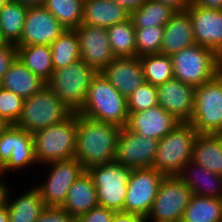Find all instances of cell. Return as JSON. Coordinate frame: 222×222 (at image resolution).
<instances>
[{
	"label": "cell",
	"instance_id": "obj_44",
	"mask_svg": "<svg viewBox=\"0 0 222 222\" xmlns=\"http://www.w3.org/2000/svg\"><path fill=\"white\" fill-rule=\"evenodd\" d=\"M191 3L203 8L222 10V0H191Z\"/></svg>",
	"mask_w": 222,
	"mask_h": 222
},
{
	"label": "cell",
	"instance_id": "obj_13",
	"mask_svg": "<svg viewBox=\"0 0 222 222\" xmlns=\"http://www.w3.org/2000/svg\"><path fill=\"white\" fill-rule=\"evenodd\" d=\"M159 140L147 138L121 127L115 162L132 169L150 168L153 165Z\"/></svg>",
	"mask_w": 222,
	"mask_h": 222
},
{
	"label": "cell",
	"instance_id": "obj_16",
	"mask_svg": "<svg viewBox=\"0 0 222 222\" xmlns=\"http://www.w3.org/2000/svg\"><path fill=\"white\" fill-rule=\"evenodd\" d=\"M185 11L190 16L196 44L211 49L222 59V10L190 3Z\"/></svg>",
	"mask_w": 222,
	"mask_h": 222
},
{
	"label": "cell",
	"instance_id": "obj_1",
	"mask_svg": "<svg viewBox=\"0 0 222 222\" xmlns=\"http://www.w3.org/2000/svg\"><path fill=\"white\" fill-rule=\"evenodd\" d=\"M121 127L77 113L76 158L84 170L115 161Z\"/></svg>",
	"mask_w": 222,
	"mask_h": 222
},
{
	"label": "cell",
	"instance_id": "obj_54",
	"mask_svg": "<svg viewBox=\"0 0 222 222\" xmlns=\"http://www.w3.org/2000/svg\"><path fill=\"white\" fill-rule=\"evenodd\" d=\"M218 135L222 138V130L218 133Z\"/></svg>",
	"mask_w": 222,
	"mask_h": 222
},
{
	"label": "cell",
	"instance_id": "obj_45",
	"mask_svg": "<svg viewBox=\"0 0 222 222\" xmlns=\"http://www.w3.org/2000/svg\"><path fill=\"white\" fill-rule=\"evenodd\" d=\"M162 4L170 5L176 11H184L191 3V0H155Z\"/></svg>",
	"mask_w": 222,
	"mask_h": 222
},
{
	"label": "cell",
	"instance_id": "obj_32",
	"mask_svg": "<svg viewBox=\"0 0 222 222\" xmlns=\"http://www.w3.org/2000/svg\"><path fill=\"white\" fill-rule=\"evenodd\" d=\"M50 47L54 69L67 67L81 59L79 39L75 29H66Z\"/></svg>",
	"mask_w": 222,
	"mask_h": 222
},
{
	"label": "cell",
	"instance_id": "obj_35",
	"mask_svg": "<svg viewBox=\"0 0 222 222\" xmlns=\"http://www.w3.org/2000/svg\"><path fill=\"white\" fill-rule=\"evenodd\" d=\"M146 82L158 86L174 78L171 57L163 54H151L139 57Z\"/></svg>",
	"mask_w": 222,
	"mask_h": 222
},
{
	"label": "cell",
	"instance_id": "obj_24",
	"mask_svg": "<svg viewBox=\"0 0 222 222\" xmlns=\"http://www.w3.org/2000/svg\"><path fill=\"white\" fill-rule=\"evenodd\" d=\"M46 82L30 71L18 58L0 80V87L24 100L38 93Z\"/></svg>",
	"mask_w": 222,
	"mask_h": 222
},
{
	"label": "cell",
	"instance_id": "obj_51",
	"mask_svg": "<svg viewBox=\"0 0 222 222\" xmlns=\"http://www.w3.org/2000/svg\"><path fill=\"white\" fill-rule=\"evenodd\" d=\"M6 41L3 39L2 35H1V31H0V47L6 45Z\"/></svg>",
	"mask_w": 222,
	"mask_h": 222
},
{
	"label": "cell",
	"instance_id": "obj_8",
	"mask_svg": "<svg viewBox=\"0 0 222 222\" xmlns=\"http://www.w3.org/2000/svg\"><path fill=\"white\" fill-rule=\"evenodd\" d=\"M198 134H218L222 130V74L196 86L194 108L189 121Z\"/></svg>",
	"mask_w": 222,
	"mask_h": 222
},
{
	"label": "cell",
	"instance_id": "obj_22",
	"mask_svg": "<svg viewBox=\"0 0 222 222\" xmlns=\"http://www.w3.org/2000/svg\"><path fill=\"white\" fill-rule=\"evenodd\" d=\"M130 18V11L113 0H85L82 24L108 28Z\"/></svg>",
	"mask_w": 222,
	"mask_h": 222
},
{
	"label": "cell",
	"instance_id": "obj_46",
	"mask_svg": "<svg viewBox=\"0 0 222 222\" xmlns=\"http://www.w3.org/2000/svg\"><path fill=\"white\" fill-rule=\"evenodd\" d=\"M116 3L124 6L130 12L140 7L146 0H113Z\"/></svg>",
	"mask_w": 222,
	"mask_h": 222
},
{
	"label": "cell",
	"instance_id": "obj_47",
	"mask_svg": "<svg viewBox=\"0 0 222 222\" xmlns=\"http://www.w3.org/2000/svg\"><path fill=\"white\" fill-rule=\"evenodd\" d=\"M2 178L3 177L1 176L0 177V209L6 206L7 194L9 191V189L7 188L9 186L6 184V182H3L1 180Z\"/></svg>",
	"mask_w": 222,
	"mask_h": 222
},
{
	"label": "cell",
	"instance_id": "obj_21",
	"mask_svg": "<svg viewBox=\"0 0 222 222\" xmlns=\"http://www.w3.org/2000/svg\"><path fill=\"white\" fill-rule=\"evenodd\" d=\"M177 176L192 190L193 195L222 199V175L190 161Z\"/></svg>",
	"mask_w": 222,
	"mask_h": 222
},
{
	"label": "cell",
	"instance_id": "obj_29",
	"mask_svg": "<svg viewBox=\"0 0 222 222\" xmlns=\"http://www.w3.org/2000/svg\"><path fill=\"white\" fill-rule=\"evenodd\" d=\"M181 222H222V199L192 195Z\"/></svg>",
	"mask_w": 222,
	"mask_h": 222
},
{
	"label": "cell",
	"instance_id": "obj_19",
	"mask_svg": "<svg viewBox=\"0 0 222 222\" xmlns=\"http://www.w3.org/2000/svg\"><path fill=\"white\" fill-rule=\"evenodd\" d=\"M101 73L125 98L146 82L138 57L115 58Z\"/></svg>",
	"mask_w": 222,
	"mask_h": 222
},
{
	"label": "cell",
	"instance_id": "obj_42",
	"mask_svg": "<svg viewBox=\"0 0 222 222\" xmlns=\"http://www.w3.org/2000/svg\"><path fill=\"white\" fill-rule=\"evenodd\" d=\"M17 58V48L13 44L7 43L0 47V80L10 69L11 65Z\"/></svg>",
	"mask_w": 222,
	"mask_h": 222
},
{
	"label": "cell",
	"instance_id": "obj_4",
	"mask_svg": "<svg viewBox=\"0 0 222 222\" xmlns=\"http://www.w3.org/2000/svg\"><path fill=\"white\" fill-rule=\"evenodd\" d=\"M73 113L46 84L38 93L24 100L15 125L33 134L67 120Z\"/></svg>",
	"mask_w": 222,
	"mask_h": 222
},
{
	"label": "cell",
	"instance_id": "obj_31",
	"mask_svg": "<svg viewBox=\"0 0 222 222\" xmlns=\"http://www.w3.org/2000/svg\"><path fill=\"white\" fill-rule=\"evenodd\" d=\"M37 163L34 149L33 135L24 129H20L16 125V147L11 152L9 161L0 169V174L4 177V173L15 169H22Z\"/></svg>",
	"mask_w": 222,
	"mask_h": 222
},
{
	"label": "cell",
	"instance_id": "obj_15",
	"mask_svg": "<svg viewBox=\"0 0 222 222\" xmlns=\"http://www.w3.org/2000/svg\"><path fill=\"white\" fill-rule=\"evenodd\" d=\"M66 28L44 6L29 7L16 45H51Z\"/></svg>",
	"mask_w": 222,
	"mask_h": 222
},
{
	"label": "cell",
	"instance_id": "obj_40",
	"mask_svg": "<svg viewBox=\"0 0 222 222\" xmlns=\"http://www.w3.org/2000/svg\"><path fill=\"white\" fill-rule=\"evenodd\" d=\"M76 219L62 207H47L41 211L36 222H74Z\"/></svg>",
	"mask_w": 222,
	"mask_h": 222
},
{
	"label": "cell",
	"instance_id": "obj_38",
	"mask_svg": "<svg viewBox=\"0 0 222 222\" xmlns=\"http://www.w3.org/2000/svg\"><path fill=\"white\" fill-rule=\"evenodd\" d=\"M24 99L0 87V117L9 124H16L23 108Z\"/></svg>",
	"mask_w": 222,
	"mask_h": 222
},
{
	"label": "cell",
	"instance_id": "obj_10",
	"mask_svg": "<svg viewBox=\"0 0 222 222\" xmlns=\"http://www.w3.org/2000/svg\"><path fill=\"white\" fill-rule=\"evenodd\" d=\"M192 195V190L178 176H165L146 220L181 222Z\"/></svg>",
	"mask_w": 222,
	"mask_h": 222
},
{
	"label": "cell",
	"instance_id": "obj_53",
	"mask_svg": "<svg viewBox=\"0 0 222 222\" xmlns=\"http://www.w3.org/2000/svg\"><path fill=\"white\" fill-rule=\"evenodd\" d=\"M220 73L222 74V60H221V64H220Z\"/></svg>",
	"mask_w": 222,
	"mask_h": 222
},
{
	"label": "cell",
	"instance_id": "obj_48",
	"mask_svg": "<svg viewBox=\"0 0 222 222\" xmlns=\"http://www.w3.org/2000/svg\"><path fill=\"white\" fill-rule=\"evenodd\" d=\"M27 7L43 6L45 0H11Z\"/></svg>",
	"mask_w": 222,
	"mask_h": 222
},
{
	"label": "cell",
	"instance_id": "obj_11",
	"mask_svg": "<svg viewBox=\"0 0 222 222\" xmlns=\"http://www.w3.org/2000/svg\"><path fill=\"white\" fill-rule=\"evenodd\" d=\"M51 170L44 183L35 186L47 207H62L67 193L74 183L85 171L81 163L76 159L53 161L46 163Z\"/></svg>",
	"mask_w": 222,
	"mask_h": 222
},
{
	"label": "cell",
	"instance_id": "obj_37",
	"mask_svg": "<svg viewBox=\"0 0 222 222\" xmlns=\"http://www.w3.org/2000/svg\"><path fill=\"white\" fill-rule=\"evenodd\" d=\"M128 112L145 111L158 105L157 86L145 82L127 97Z\"/></svg>",
	"mask_w": 222,
	"mask_h": 222
},
{
	"label": "cell",
	"instance_id": "obj_36",
	"mask_svg": "<svg viewBox=\"0 0 222 222\" xmlns=\"http://www.w3.org/2000/svg\"><path fill=\"white\" fill-rule=\"evenodd\" d=\"M164 26L135 28L136 57L161 54Z\"/></svg>",
	"mask_w": 222,
	"mask_h": 222
},
{
	"label": "cell",
	"instance_id": "obj_6",
	"mask_svg": "<svg viewBox=\"0 0 222 222\" xmlns=\"http://www.w3.org/2000/svg\"><path fill=\"white\" fill-rule=\"evenodd\" d=\"M174 78L194 87L220 73L221 58L211 49L194 44L172 54Z\"/></svg>",
	"mask_w": 222,
	"mask_h": 222
},
{
	"label": "cell",
	"instance_id": "obj_2",
	"mask_svg": "<svg viewBox=\"0 0 222 222\" xmlns=\"http://www.w3.org/2000/svg\"><path fill=\"white\" fill-rule=\"evenodd\" d=\"M78 113L96 121L126 127L129 117L127 98L99 72L93 77Z\"/></svg>",
	"mask_w": 222,
	"mask_h": 222
},
{
	"label": "cell",
	"instance_id": "obj_43",
	"mask_svg": "<svg viewBox=\"0 0 222 222\" xmlns=\"http://www.w3.org/2000/svg\"><path fill=\"white\" fill-rule=\"evenodd\" d=\"M112 222H147L146 218L138 214L117 211L114 213Z\"/></svg>",
	"mask_w": 222,
	"mask_h": 222
},
{
	"label": "cell",
	"instance_id": "obj_20",
	"mask_svg": "<svg viewBox=\"0 0 222 222\" xmlns=\"http://www.w3.org/2000/svg\"><path fill=\"white\" fill-rule=\"evenodd\" d=\"M196 44L189 14L176 11L164 26L161 54L171 56L182 49Z\"/></svg>",
	"mask_w": 222,
	"mask_h": 222
},
{
	"label": "cell",
	"instance_id": "obj_30",
	"mask_svg": "<svg viewBox=\"0 0 222 222\" xmlns=\"http://www.w3.org/2000/svg\"><path fill=\"white\" fill-rule=\"evenodd\" d=\"M175 13L176 10L170 5L146 0L140 7L130 12V18L135 28L165 26Z\"/></svg>",
	"mask_w": 222,
	"mask_h": 222
},
{
	"label": "cell",
	"instance_id": "obj_5",
	"mask_svg": "<svg viewBox=\"0 0 222 222\" xmlns=\"http://www.w3.org/2000/svg\"><path fill=\"white\" fill-rule=\"evenodd\" d=\"M77 113L67 120L34 132V149L38 164L72 159L76 152Z\"/></svg>",
	"mask_w": 222,
	"mask_h": 222
},
{
	"label": "cell",
	"instance_id": "obj_39",
	"mask_svg": "<svg viewBox=\"0 0 222 222\" xmlns=\"http://www.w3.org/2000/svg\"><path fill=\"white\" fill-rule=\"evenodd\" d=\"M16 147V125L9 124L0 132V169L9 161Z\"/></svg>",
	"mask_w": 222,
	"mask_h": 222
},
{
	"label": "cell",
	"instance_id": "obj_12",
	"mask_svg": "<svg viewBox=\"0 0 222 222\" xmlns=\"http://www.w3.org/2000/svg\"><path fill=\"white\" fill-rule=\"evenodd\" d=\"M164 177L152 167L133 169L128 181L124 212L146 218Z\"/></svg>",
	"mask_w": 222,
	"mask_h": 222
},
{
	"label": "cell",
	"instance_id": "obj_49",
	"mask_svg": "<svg viewBox=\"0 0 222 222\" xmlns=\"http://www.w3.org/2000/svg\"><path fill=\"white\" fill-rule=\"evenodd\" d=\"M0 222H9V213L6 206L0 209Z\"/></svg>",
	"mask_w": 222,
	"mask_h": 222
},
{
	"label": "cell",
	"instance_id": "obj_34",
	"mask_svg": "<svg viewBox=\"0 0 222 222\" xmlns=\"http://www.w3.org/2000/svg\"><path fill=\"white\" fill-rule=\"evenodd\" d=\"M85 0H45L43 6L66 29H76L82 24Z\"/></svg>",
	"mask_w": 222,
	"mask_h": 222
},
{
	"label": "cell",
	"instance_id": "obj_18",
	"mask_svg": "<svg viewBox=\"0 0 222 222\" xmlns=\"http://www.w3.org/2000/svg\"><path fill=\"white\" fill-rule=\"evenodd\" d=\"M179 123L173 115L156 105L145 111L129 113L126 128L147 138L160 140Z\"/></svg>",
	"mask_w": 222,
	"mask_h": 222
},
{
	"label": "cell",
	"instance_id": "obj_14",
	"mask_svg": "<svg viewBox=\"0 0 222 222\" xmlns=\"http://www.w3.org/2000/svg\"><path fill=\"white\" fill-rule=\"evenodd\" d=\"M75 30L79 39L81 60L97 73L116 58L106 28L81 24Z\"/></svg>",
	"mask_w": 222,
	"mask_h": 222
},
{
	"label": "cell",
	"instance_id": "obj_27",
	"mask_svg": "<svg viewBox=\"0 0 222 222\" xmlns=\"http://www.w3.org/2000/svg\"><path fill=\"white\" fill-rule=\"evenodd\" d=\"M17 58L46 83L54 71L50 45H15Z\"/></svg>",
	"mask_w": 222,
	"mask_h": 222
},
{
	"label": "cell",
	"instance_id": "obj_50",
	"mask_svg": "<svg viewBox=\"0 0 222 222\" xmlns=\"http://www.w3.org/2000/svg\"><path fill=\"white\" fill-rule=\"evenodd\" d=\"M7 126V124L3 121V119L0 117V132Z\"/></svg>",
	"mask_w": 222,
	"mask_h": 222
},
{
	"label": "cell",
	"instance_id": "obj_41",
	"mask_svg": "<svg viewBox=\"0 0 222 222\" xmlns=\"http://www.w3.org/2000/svg\"><path fill=\"white\" fill-rule=\"evenodd\" d=\"M115 212L112 209L98 206L82 214L76 220L78 222H112Z\"/></svg>",
	"mask_w": 222,
	"mask_h": 222
},
{
	"label": "cell",
	"instance_id": "obj_23",
	"mask_svg": "<svg viewBox=\"0 0 222 222\" xmlns=\"http://www.w3.org/2000/svg\"><path fill=\"white\" fill-rule=\"evenodd\" d=\"M98 206L97 190L92 177L87 171H84L71 185L62 208L77 219L82 214Z\"/></svg>",
	"mask_w": 222,
	"mask_h": 222
},
{
	"label": "cell",
	"instance_id": "obj_52",
	"mask_svg": "<svg viewBox=\"0 0 222 222\" xmlns=\"http://www.w3.org/2000/svg\"><path fill=\"white\" fill-rule=\"evenodd\" d=\"M9 0H0V8L4 5L5 2H7Z\"/></svg>",
	"mask_w": 222,
	"mask_h": 222
},
{
	"label": "cell",
	"instance_id": "obj_3",
	"mask_svg": "<svg viewBox=\"0 0 222 222\" xmlns=\"http://www.w3.org/2000/svg\"><path fill=\"white\" fill-rule=\"evenodd\" d=\"M197 131L190 122H180L159 140L152 168L165 176H177L192 159Z\"/></svg>",
	"mask_w": 222,
	"mask_h": 222
},
{
	"label": "cell",
	"instance_id": "obj_17",
	"mask_svg": "<svg viewBox=\"0 0 222 222\" xmlns=\"http://www.w3.org/2000/svg\"><path fill=\"white\" fill-rule=\"evenodd\" d=\"M195 87L172 78L157 86L158 105L180 122L191 120Z\"/></svg>",
	"mask_w": 222,
	"mask_h": 222
},
{
	"label": "cell",
	"instance_id": "obj_25",
	"mask_svg": "<svg viewBox=\"0 0 222 222\" xmlns=\"http://www.w3.org/2000/svg\"><path fill=\"white\" fill-rule=\"evenodd\" d=\"M191 161L222 175V138L218 134H197Z\"/></svg>",
	"mask_w": 222,
	"mask_h": 222
},
{
	"label": "cell",
	"instance_id": "obj_9",
	"mask_svg": "<svg viewBox=\"0 0 222 222\" xmlns=\"http://www.w3.org/2000/svg\"><path fill=\"white\" fill-rule=\"evenodd\" d=\"M132 168L117 162L94 166L86 170L97 190L99 206L124 211L125 197Z\"/></svg>",
	"mask_w": 222,
	"mask_h": 222
},
{
	"label": "cell",
	"instance_id": "obj_7",
	"mask_svg": "<svg viewBox=\"0 0 222 222\" xmlns=\"http://www.w3.org/2000/svg\"><path fill=\"white\" fill-rule=\"evenodd\" d=\"M96 74L94 69L80 59L67 67L54 69L46 84L69 109L78 113L83 107L91 81Z\"/></svg>",
	"mask_w": 222,
	"mask_h": 222
},
{
	"label": "cell",
	"instance_id": "obj_33",
	"mask_svg": "<svg viewBox=\"0 0 222 222\" xmlns=\"http://www.w3.org/2000/svg\"><path fill=\"white\" fill-rule=\"evenodd\" d=\"M107 33L116 58L136 57L135 27L131 18L108 27Z\"/></svg>",
	"mask_w": 222,
	"mask_h": 222
},
{
	"label": "cell",
	"instance_id": "obj_28",
	"mask_svg": "<svg viewBox=\"0 0 222 222\" xmlns=\"http://www.w3.org/2000/svg\"><path fill=\"white\" fill-rule=\"evenodd\" d=\"M28 9L11 0L0 8V31L6 43L16 45L20 41Z\"/></svg>",
	"mask_w": 222,
	"mask_h": 222
},
{
	"label": "cell",
	"instance_id": "obj_26",
	"mask_svg": "<svg viewBox=\"0 0 222 222\" xmlns=\"http://www.w3.org/2000/svg\"><path fill=\"white\" fill-rule=\"evenodd\" d=\"M10 195L9 190L6 200L9 222H36L45 204L35 185L31 187V190L28 189L24 194L13 199L14 201L9 200Z\"/></svg>",
	"mask_w": 222,
	"mask_h": 222
}]
</instances>
